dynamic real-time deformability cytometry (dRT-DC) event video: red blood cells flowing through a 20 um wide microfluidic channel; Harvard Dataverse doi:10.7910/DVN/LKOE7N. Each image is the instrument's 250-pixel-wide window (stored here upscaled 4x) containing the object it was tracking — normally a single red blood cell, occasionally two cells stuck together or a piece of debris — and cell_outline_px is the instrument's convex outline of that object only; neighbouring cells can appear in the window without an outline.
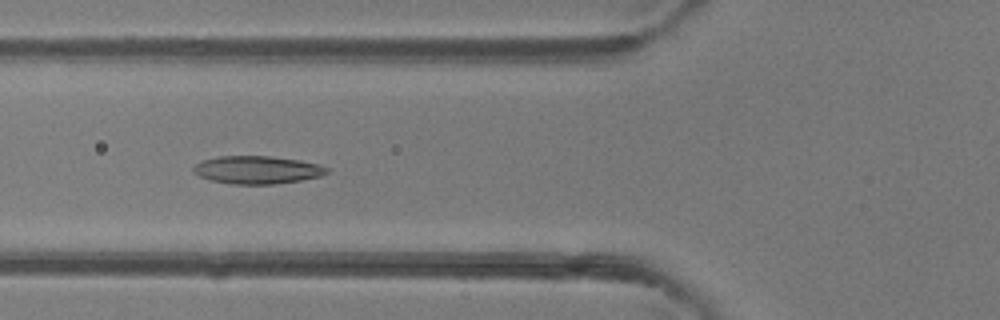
{"species": "common noctule bat (a hibernating species)", "species_latin": "Nyctalus noctula", "temperature_condition": "room temperature", "stored_images_in_passage": 47, "camera_frame_rate_fps": 3000, "um_per_image_px": 0.085, "animal": {"sex": "female"}, "frame": {"image": 1, "passage_image": 17, "time_ms": 5.333, "image_size_px": [1000, 320], "cell_outline_px": [[328, 172], [320, 176], [300, 180], [272, 184], [232, 184], [212, 180], [200, 176], [192, 172], [192, 168], [196, 164], [204, 160], [220, 156], [272, 156], [300, 160], [320, 164], [328, 168]], "centroid_in_image_um": [21.87, 14.43], "position_along_channel_um": 103.9, "area_um2": 21.56}}
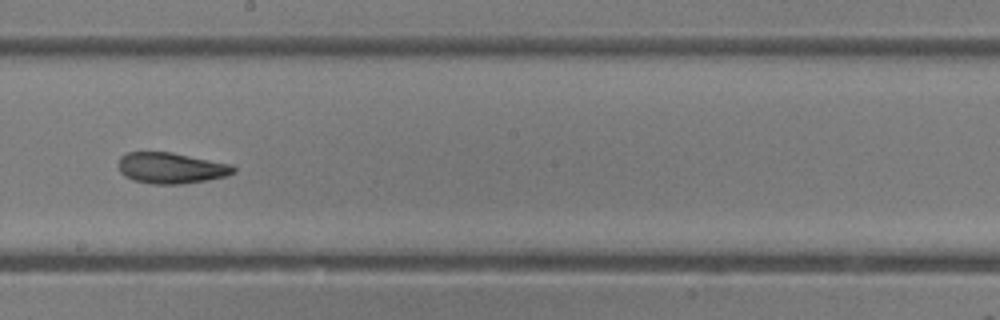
{"frame": {"image": 2, "passage_image": 26, "time_ms": 8.333, "image_size_px": [1000, 320], "cell_outline_px": [[236, 172], [224, 176], [208, 180], [180, 184], [152, 184], [132, 180], [124, 176], [120, 172], [116, 164], [120, 156], [128, 152], [172, 152], [232, 164], [236, 168]], "centroid_in_image_um": [14.51, 14.28], "position_along_channel_um": 233.7, "area_um2": 21.04}}
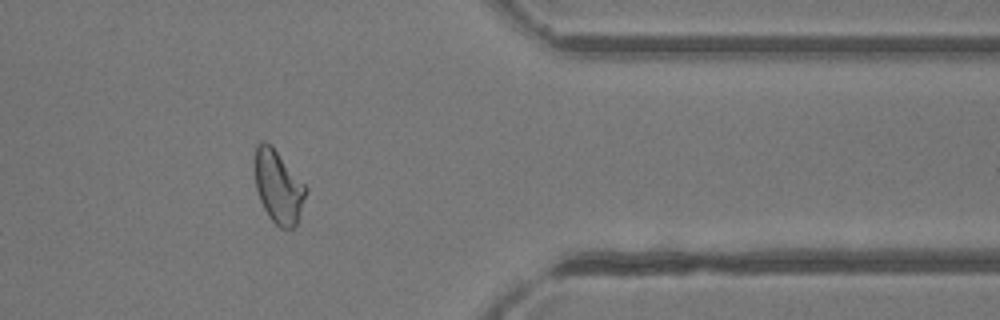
{"frame": {"image": 3, "passage_image": 38, "time_ms": 12.333, "image_size_px": [1000, 320], "cell_outline_px": [[308, 188], [300, 216], [296, 224], [292, 228], [280, 228], [268, 216], [260, 200], [256, 188], [256, 144], [260, 140], [264, 140], [272, 144]], "centroid_in_image_um": [23.68, 15.85], "position_along_channel_um": 387.7, "area_um2": 21.68}, "authors_computed_cell_mechanics": {"area_um2": 22.1952, "velocity_mm_per_s": 4.3129, "shape_relaxation_time_tau1_ms": null, "shape_relaxation_time_tau2_ms": 3.1465, "deformation_change_tau1": null, "deformation_change_tau2": 0.1092}}